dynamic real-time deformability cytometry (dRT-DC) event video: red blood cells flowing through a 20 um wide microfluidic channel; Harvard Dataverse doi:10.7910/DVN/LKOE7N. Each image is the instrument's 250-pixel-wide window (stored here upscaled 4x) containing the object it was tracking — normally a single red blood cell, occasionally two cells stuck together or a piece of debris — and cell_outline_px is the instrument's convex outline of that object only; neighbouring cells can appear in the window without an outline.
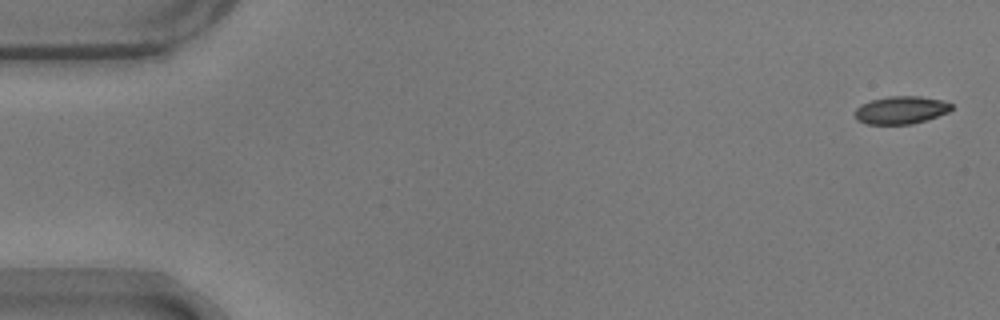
{"species": "common noctule bat (a hibernating species)", "species_latin": "Nyctalus noctula", "temperature_condition": "warm", "stored_images_in_passage": 49, "camera_frame_rate_fps": 3000, "um_per_image_px": 0.085, "animal": {"sex": "male", "body_mass_g": 17.9}, "frame": {"image": 1, "passage_image": 1, "time_ms": 0.0, "image_size_px": [1000, 320], "cell_outline_px": [[952, 108], [948, 112], [912, 124], [868, 124], [856, 120], [856, 108], [860, 104], [872, 100], [888, 96], [920, 96], [940, 100], [952, 104]], "centroid_in_image_um": [76.55, 9.35], "position_along_channel_um": 8.4, "area_um2": 15.43}}
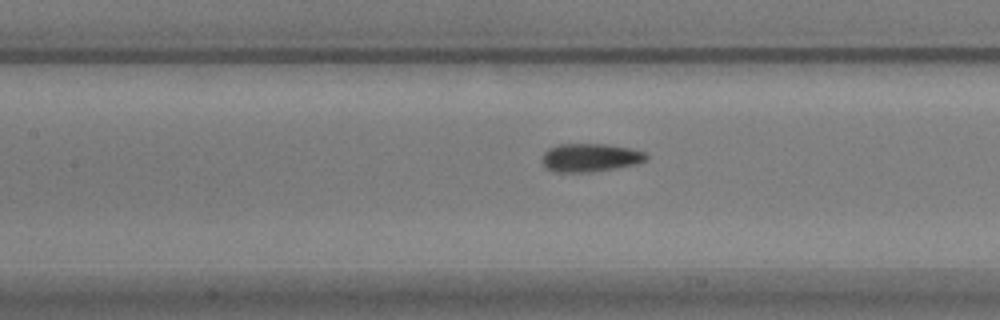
{"frame": {"image": 2, "passage_image": 24, "time_ms": 7.667, "image_size_px": [1000, 320], "cell_outline_px": [[648, 160], [636, 164], [616, 168], [592, 172], [556, 172], [548, 168], [540, 160], [544, 152], [548, 148], [560, 144], [608, 144], [632, 148], [648, 152]], "centroid_in_image_um": [50.22, 13.39], "position_along_channel_um": 157.2, "area_um2": 17.46}}
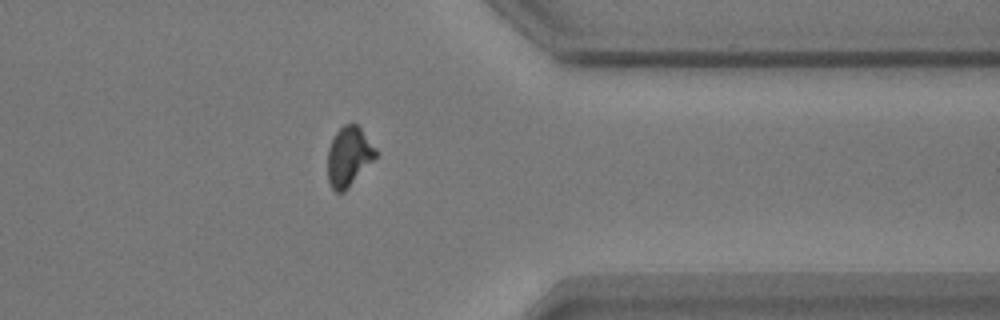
{"frame": {"image": 3, "passage_image": 43, "time_ms": 14.0, "image_size_px": [1000, 320], "cell_outline_px": [[380, 156], [344, 192], [336, 192], [332, 188], [328, 180], [328, 148], [336, 132], [344, 124], [356, 124], [360, 128], [380, 152]], "centroid_in_image_um": [29.7, 13.32], "position_along_channel_um": 381.7, "area_um2": 17.05}, "authors_computed_cell_mechanics": {"area_um2": 16.8198, "velocity_mm_per_s": 3.709, "shape_relaxation_time_tau1_ms": 3.3686, "shape_relaxation_time_tau2_ms": 1.8261, "deformation_change_tau1": 0.1242, "deformation_change_tau2": 0.07}}